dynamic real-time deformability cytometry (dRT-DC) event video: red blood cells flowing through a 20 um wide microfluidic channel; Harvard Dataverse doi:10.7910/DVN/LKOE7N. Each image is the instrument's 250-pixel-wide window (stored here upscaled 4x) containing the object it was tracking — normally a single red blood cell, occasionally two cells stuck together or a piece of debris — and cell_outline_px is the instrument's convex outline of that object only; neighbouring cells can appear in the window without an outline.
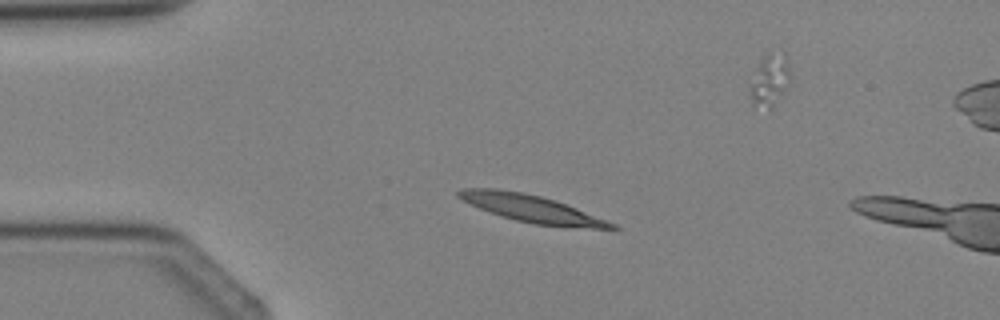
{"species": "Egyptian fruit bat (a non-hibernating species)", "species_latin": "Rousettus aegyptiacus", "temperature_condition": "cold", "stored_images_in_passage": 3, "camera_frame_rate_fps": 3000, "um_per_image_px": 0.085, "animal": {"sex": "female"}, "frame": {"image": 1, "passage_image": 1, "time_ms": 0.0, "image_size_px": [1000, 320], "cell_outline_px": [[620, 228], [592, 228], [536, 224], [516, 220], [500, 216], [480, 208], [456, 196], [456, 192], [460, 188], [496, 188], [524, 192], [540, 196], [576, 208], [616, 224]], "centroid_in_image_um": [45.12, 17.71], "position_along_channel_um": 39.9, "area_um2": 23.76}}